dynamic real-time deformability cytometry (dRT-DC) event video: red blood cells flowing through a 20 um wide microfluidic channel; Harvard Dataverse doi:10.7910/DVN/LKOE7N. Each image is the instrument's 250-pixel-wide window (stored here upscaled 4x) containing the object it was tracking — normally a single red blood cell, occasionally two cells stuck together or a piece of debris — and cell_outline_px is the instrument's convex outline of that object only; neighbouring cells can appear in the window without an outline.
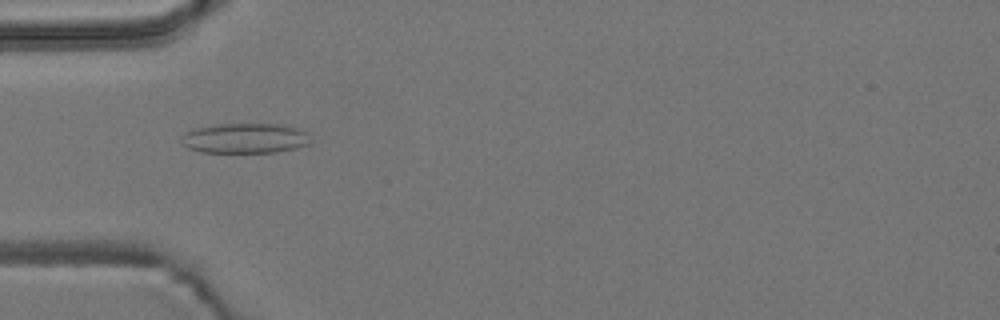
{"species": "common noctule bat (a hibernating species)", "species_latin": "Nyctalus noctula", "temperature_condition": "room temperature", "stored_images_in_passage": 8, "camera_frame_rate_fps": 3000, "um_per_image_px": 0.085, "animal": {"sex": "male", "body_mass_g": 19.2, "forearm_length_mm": 51.8}, "frame": {"image": 1, "passage_image": 5, "time_ms": 4.667, "image_size_px": [1000, 320], "cell_outline_px": [[308, 144], [296, 148], [276, 152], [200, 152], [188, 148], [180, 144], [180, 136], [184, 132], [196, 128], [220, 124], [280, 124], [296, 128], [304, 132]], "centroid_in_image_um": [20.71, 11.76], "position_along_channel_um": 64.3, "area_um2": 22.43}}
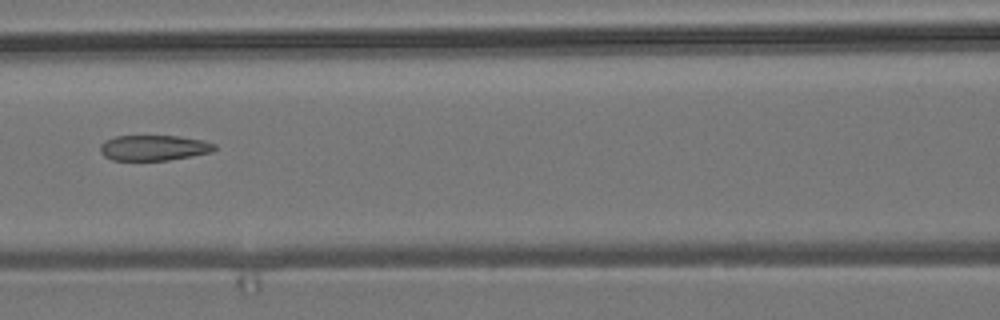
{"frame": {"image": 2, "passage_image": 7, "time_ms": 7.0, "image_size_px": [1000, 320], "cell_outline_px": [[216, 148], [212, 152], [192, 156], [168, 160], [112, 160], [104, 156], [100, 152], [100, 144], [104, 140], [116, 136], [180, 136], [204, 140], [216, 144]], "centroid_in_image_um": [13.08, 12.56], "position_along_channel_um": 153.5, "area_um2": 17.11}}
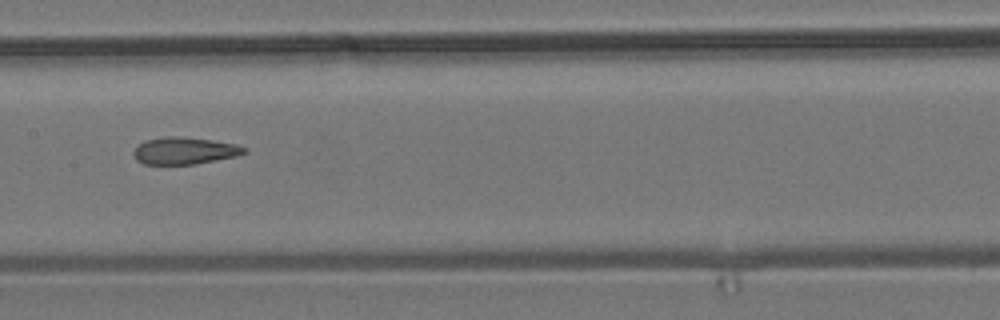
{"frame": {"image": 3, "passage_image": 8, "time_ms": 8.0, "image_size_px": [1000, 320], "cell_outline_px": [[248, 152], [236, 156], [192, 164], [144, 164], [136, 160], [132, 152], [144, 140], [164, 136], [180, 136], [212, 140], [236, 144], [248, 148]], "centroid_in_image_um": [15.68, 12.8], "position_along_channel_um": 191.7, "area_um2": 17.46}}